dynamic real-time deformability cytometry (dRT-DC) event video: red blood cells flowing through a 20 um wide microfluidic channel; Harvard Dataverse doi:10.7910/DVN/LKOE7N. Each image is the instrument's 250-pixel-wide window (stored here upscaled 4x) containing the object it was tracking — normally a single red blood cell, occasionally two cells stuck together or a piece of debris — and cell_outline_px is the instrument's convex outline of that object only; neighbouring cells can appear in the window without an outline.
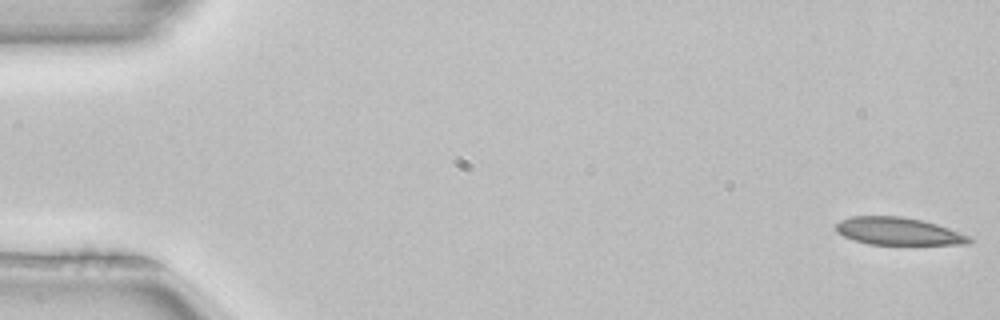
{"species": "common noctule bat (a hibernating species)", "species_latin": "Nyctalus noctula", "temperature_condition": "room temperature", "stored_images_in_passage": 45, "camera_frame_rate_fps": 3000, "um_per_image_px": 0.085, "animal": {"sex": "female", "body_mass_g": 22.7, "forearm_length_mm": 54.2}, "frame": {"image": 1, "passage_image": 1, "time_ms": 0.0, "image_size_px": [1000, 320], "cell_outline_px": [[972, 244], [868, 244], [844, 236], [836, 232], [836, 224], [840, 220], [852, 216], [900, 216], [920, 220], [936, 224], [972, 236]], "centroid_in_image_um": [76.38, 19.65], "position_along_channel_um": 8.6, "area_um2": 21.27}}
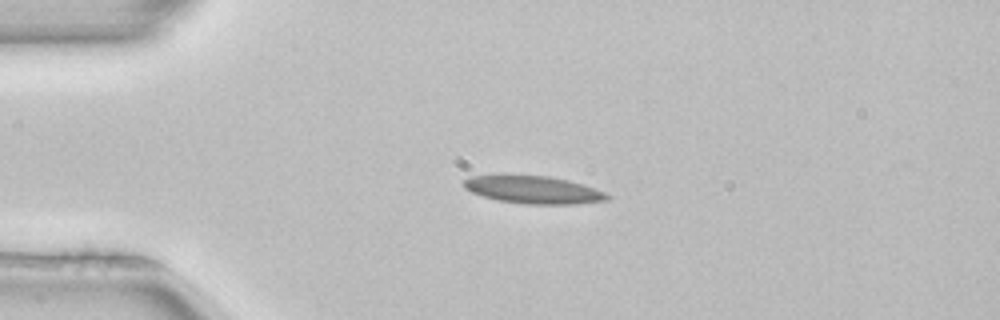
{"frame": {"image": 2, "passage_image": 12, "time_ms": 3.667, "image_size_px": [1000, 320], "cell_outline_px": [[612, 196], [608, 200], [576, 204], [524, 204], [496, 200], [472, 192], [464, 188], [464, 180], [468, 176], [500, 172], [548, 176], [568, 180], [584, 184], [604, 192]], "centroid_in_image_um": [45.26, 16.08], "position_along_channel_um": 39.7, "area_um2": 24.04}}
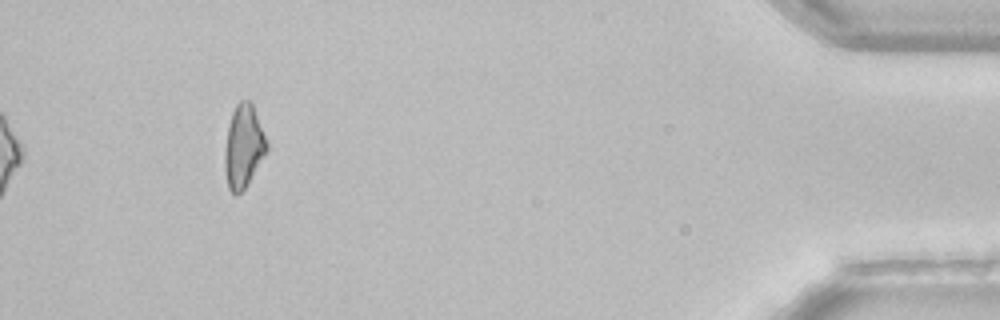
{"frame": {"image": 3, "passage_image": 45, "time_ms": 14.667, "image_size_px": [1000, 320], "cell_outline_px": [[268, 148], [244, 188], [236, 196], [228, 188], [224, 172], [224, 148], [228, 128], [232, 112], [236, 104], [240, 100], [248, 100], [252, 104], [268, 140]], "centroid_in_image_um": [20.68, 12.43], "position_along_channel_um": 414.5, "area_um2": 20.17}}